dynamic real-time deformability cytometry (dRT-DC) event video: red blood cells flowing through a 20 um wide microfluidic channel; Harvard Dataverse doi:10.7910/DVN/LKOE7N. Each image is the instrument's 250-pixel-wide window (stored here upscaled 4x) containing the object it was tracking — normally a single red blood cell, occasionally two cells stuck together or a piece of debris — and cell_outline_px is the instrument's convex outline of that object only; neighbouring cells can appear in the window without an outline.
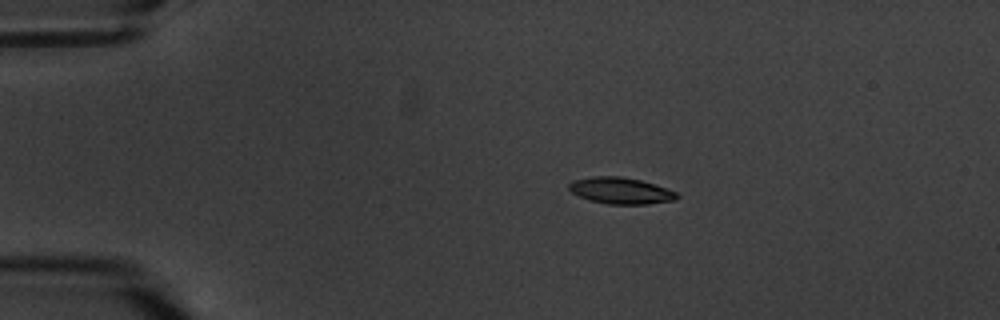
{"species": "common noctule bat (a hibernating species)", "species_latin": "Nyctalus noctula", "temperature_condition": "warm", "stored_images_in_passage": 5, "camera_frame_rate_fps": 3000, "um_per_image_px": 0.085, "animal": {"sex": "male", "body_mass_g": 20.1, "forearm_length_mm": 53.5}, "frame": {"image": 1, "passage_image": 1, "time_ms": 0.0, "image_size_px": [1000, 320], "cell_outline_px": [[680, 196], [676, 200], [648, 204], [608, 204], [588, 200], [572, 192], [568, 188], [568, 184], [572, 180], [592, 176], [620, 176], [640, 180], [676, 192]], "centroid_in_image_um": [52.73, 16.21], "position_along_channel_um": 32.3, "area_um2": 16.59}}